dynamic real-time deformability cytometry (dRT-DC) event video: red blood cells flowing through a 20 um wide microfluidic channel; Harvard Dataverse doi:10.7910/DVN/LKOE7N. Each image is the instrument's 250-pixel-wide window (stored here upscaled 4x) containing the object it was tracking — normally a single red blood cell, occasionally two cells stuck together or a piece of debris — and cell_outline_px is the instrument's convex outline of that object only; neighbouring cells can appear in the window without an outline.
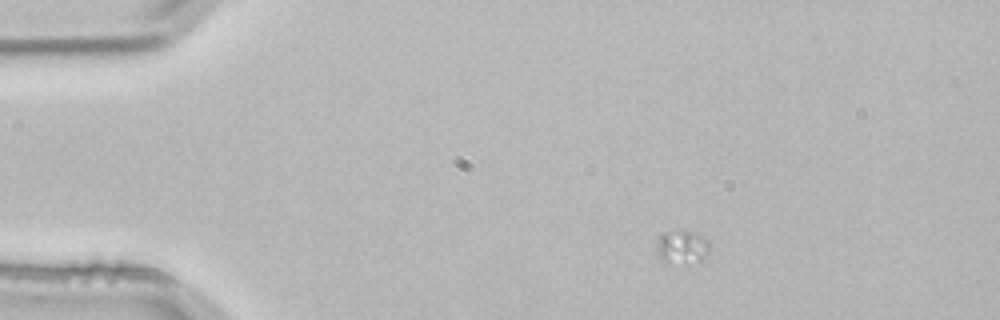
{"species": "common noctule bat (a hibernating species)", "species_latin": "Nyctalus noctula", "temperature_condition": "room temperature", "stored_images_in_passage": 2, "camera_frame_rate_fps": 3000, "um_per_image_px": 0.085, "animal": {"sex": "male", "body_mass_g": 21.5, "forearm_length_mm": 52.0}, "frame": {"image": 1, "passage_image": 1, "time_ms": 0.0, "image_size_px": [1000, 320], "cell_outline_px": [[708, 252], [700, 260], [688, 264], [668, 264], [660, 260], [660, 236], [664, 232], [680, 228], [704, 236], [708, 240]], "centroid_in_image_um": [58.0, 20.99], "position_along_channel_um": 27.0, "area_um2": 10.35}}